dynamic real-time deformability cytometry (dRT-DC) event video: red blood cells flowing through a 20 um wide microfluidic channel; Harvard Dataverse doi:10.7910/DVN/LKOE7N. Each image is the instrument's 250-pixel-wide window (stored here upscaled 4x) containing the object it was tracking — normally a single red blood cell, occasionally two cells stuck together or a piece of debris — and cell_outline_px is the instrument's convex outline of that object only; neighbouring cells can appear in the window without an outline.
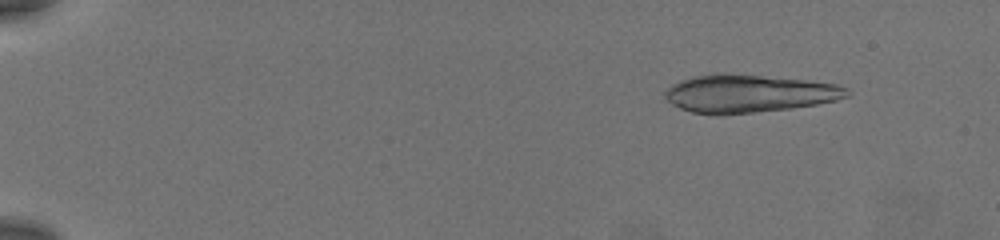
{"species": "common noctule bat (a hibernating species)", "species_latin": "Nyctalus noctula", "temperature_condition": "warm", "stored_images_in_passage": 29, "camera_frame_rate_fps": 3000, "um_per_image_px": 0.085, "animal": {"sex": "female", "body_mass_g": 19.5, "forearm_length_mm": 54.1}, "frame": {"image": 1, "passage_image": 10, "time_ms": 3.0, "image_size_px": [1000, 240], "cell_outline_px": [[852, 92], [848, 96], [836, 100], [816, 104], [792, 108], [756, 112], [716, 116], [692, 112], [680, 108], [664, 100], [664, 92], [672, 84], [680, 80], [692, 76], [760, 76], [808, 80], [836, 84], [848, 88]], "centroid_in_image_um": [63.66, 8.0], "position_along_channel_um": 21.3, "area_um2": 39.59}}
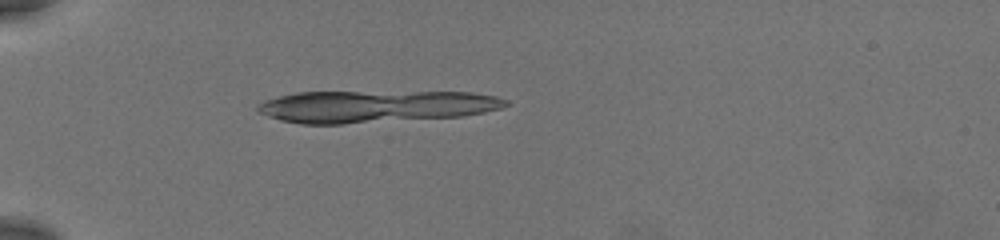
{"frame": {"image": 2, "passage_image": 26, "time_ms": 8.333, "image_size_px": [1000, 240], "cell_outline_px": [[512, 104], [500, 108], [484, 112], [460, 116], [344, 124], [300, 124], [280, 120], [256, 112], [256, 108], [264, 100], [296, 92], [468, 92], [496, 96], [508, 100]], "centroid_in_image_um": [31.9, 9.04], "position_along_channel_um": 53.1, "area_um2": 46.41}}